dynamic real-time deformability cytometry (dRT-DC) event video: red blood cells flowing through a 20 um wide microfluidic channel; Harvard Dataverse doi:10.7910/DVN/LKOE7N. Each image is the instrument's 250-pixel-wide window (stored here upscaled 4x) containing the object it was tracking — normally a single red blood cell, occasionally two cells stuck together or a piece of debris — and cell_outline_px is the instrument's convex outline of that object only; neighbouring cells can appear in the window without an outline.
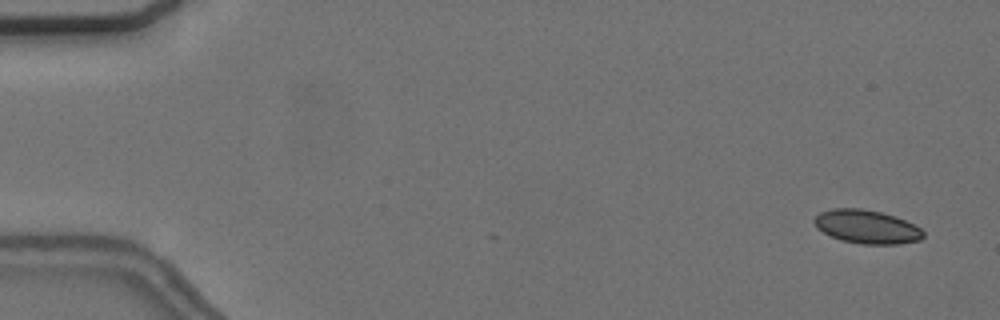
{"species": "common noctule bat (a hibernating species)", "species_latin": "Nyctalus noctula", "temperature_condition": "cold", "stored_images_in_passage": 5, "camera_frame_rate_fps": 3000, "um_per_image_px": 0.085, "animal": {"sex": "female", "body_mass_g": 24.6, "forearm_length_mm": 56.2}, "frame": {"image": 1, "passage_image": 1, "time_ms": 0.0, "image_size_px": [1000, 320], "cell_outline_px": [[924, 236], [920, 240], [900, 244], [860, 244], [840, 240], [816, 228], [812, 220], [820, 212], [832, 208], [860, 208], [880, 212], [904, 220], [920, 228], [924, 232]], "centroid_in_image_um": [73.64, 19.28], "position_along_channel_um": 11.4, "area_um2": 21.27}}
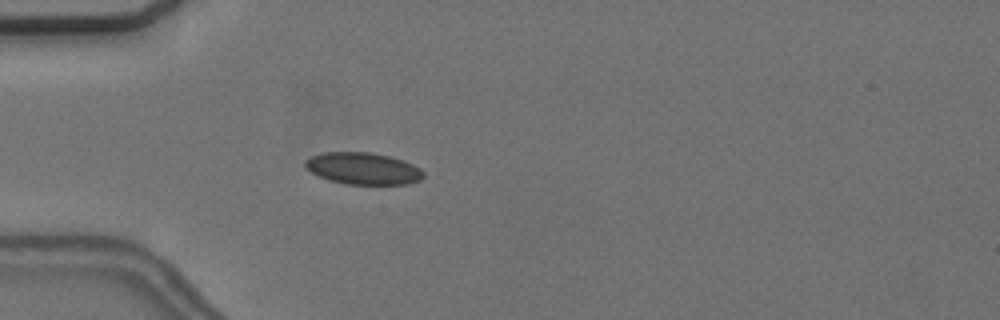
{"frame": {"image": 2, "passage_image": 5, "time_ms": 4.667, "image_size_px": [1000, 320], "cell_outline_px": [[424, 176], [420, 180], [408, 184], [344, 184], [328, 180], [312, 172], [304, 164], [304, 160], [312, 156], [324, 152], [368, 152], [388, 156], [412, 164], [420, 168], [424, 172]], "centroid_in_image_um": [30.86, 14.33], "position_along_channel_um": 54.1, "area_um2": 21.79}}